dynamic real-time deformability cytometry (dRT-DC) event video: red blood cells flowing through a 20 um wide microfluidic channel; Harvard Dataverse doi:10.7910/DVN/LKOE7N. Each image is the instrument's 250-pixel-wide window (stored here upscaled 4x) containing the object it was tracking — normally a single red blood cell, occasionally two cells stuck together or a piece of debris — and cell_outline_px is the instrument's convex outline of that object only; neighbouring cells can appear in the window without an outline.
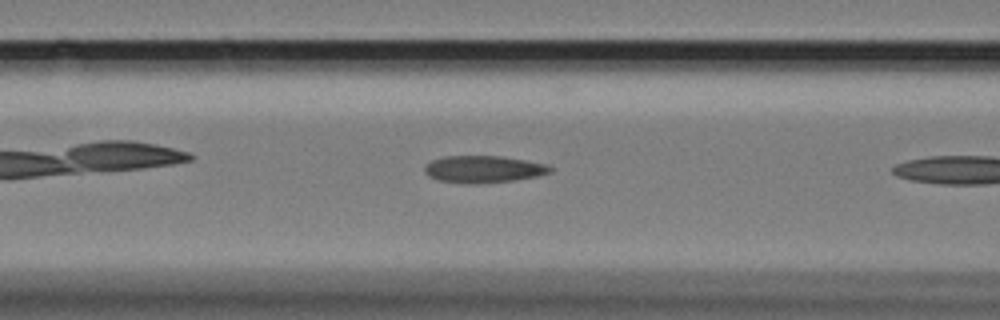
{"species": "Egyptian fruit bat (a non-hibernating species)", "species_latin": "Rousettus aegyptiacus", "temperature_condition": "cold", "stored_images_in_passage": 14, "camera_frame_rate_fps": 3000, "um_per_image_px": 0.085, "animal": {"sex": "female"}, "frame": {"image": 1, "passage_image": 12, "time_ms": 3.667, "image_size_px": [1000, 320], "cell_outline_px": [[556, 168], [552, 172], [536, 176], [512, 180], [476, 184], [464, 184], [436, 180], [428, 176], [424, 172], [424, 168], [432, 160], [444, 156], [504, 156], [548, 164]], "centroid_in_image_um": [41.11, 14.38], "position_along_channel_um": 125.5, "area_um2": 20.06}}